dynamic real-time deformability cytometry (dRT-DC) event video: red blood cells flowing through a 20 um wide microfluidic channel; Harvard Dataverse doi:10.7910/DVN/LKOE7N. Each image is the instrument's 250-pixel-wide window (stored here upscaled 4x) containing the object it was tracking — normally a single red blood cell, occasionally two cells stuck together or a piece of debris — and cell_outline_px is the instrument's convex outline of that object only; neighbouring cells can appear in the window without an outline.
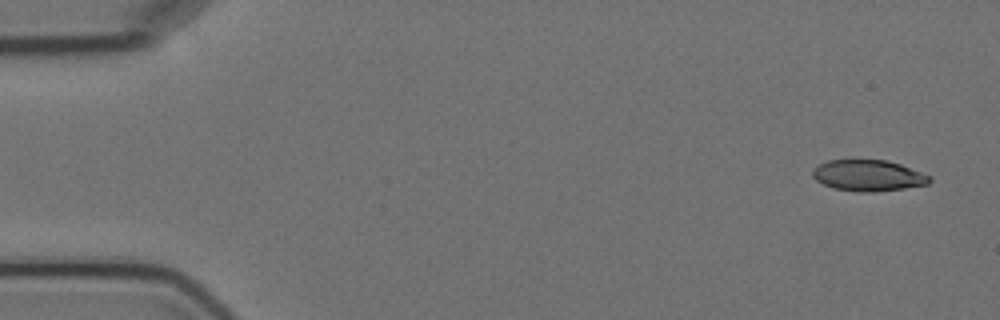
{"species": "Egyptian fruit bat (a non-hibernating species)", "species_latin": "Rousettus aegyptiacus", "temperature_condition": "cold", "stored_images_in_passage": 4, "camera_frame_rate_fps": 3000, "um_per_image_px": 0.085, "animal": {"sex": "female"}, "frame": {"image": 1, "passage_image": 1, "time_ms": 0.0, "image_size_px": [1000, 320], "cell_outline_px": [[932, 180], [928, 184], [904, 188], [876, 192], [860, 192], [832, 188], [816, 180], [812, 176], [812, 168], [828, 160], [888, 160], [900, 164], [932, 176]], "centroid_in_image_um": [73.8, 14.92], "position_along_channel_um": 11.2, "area_um2": 21.33}}
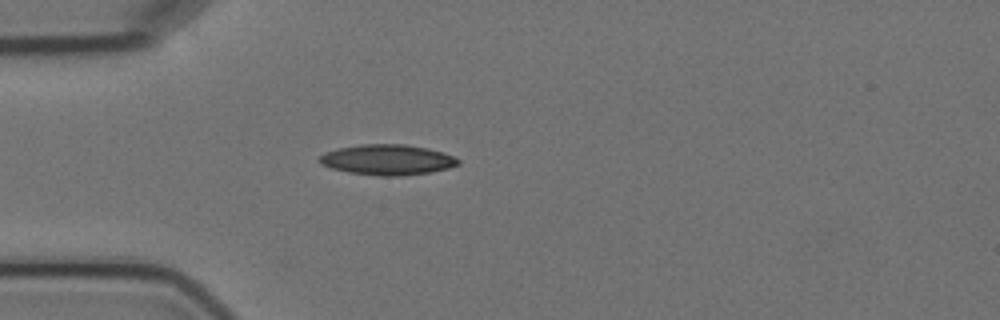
{"frame": {"image": 2, "passage_image": 4, "time_ms": 4.333, "image_size_px": [1000, 320], "cell_outline_px": [[460, 164], [448, 168], [428, 172], [400, 176], [380, 176], [348, 172], [332, 168], [320, 164], [316, 160], [324, 152], [340, 148], [360, 144], [404, 144], [428, 148], [444, 152], [460, 160]], "centroid_in_image_um": [32.91, 13.57], "position_along_channel_um": 52.1, "area_um2": 24.62}}